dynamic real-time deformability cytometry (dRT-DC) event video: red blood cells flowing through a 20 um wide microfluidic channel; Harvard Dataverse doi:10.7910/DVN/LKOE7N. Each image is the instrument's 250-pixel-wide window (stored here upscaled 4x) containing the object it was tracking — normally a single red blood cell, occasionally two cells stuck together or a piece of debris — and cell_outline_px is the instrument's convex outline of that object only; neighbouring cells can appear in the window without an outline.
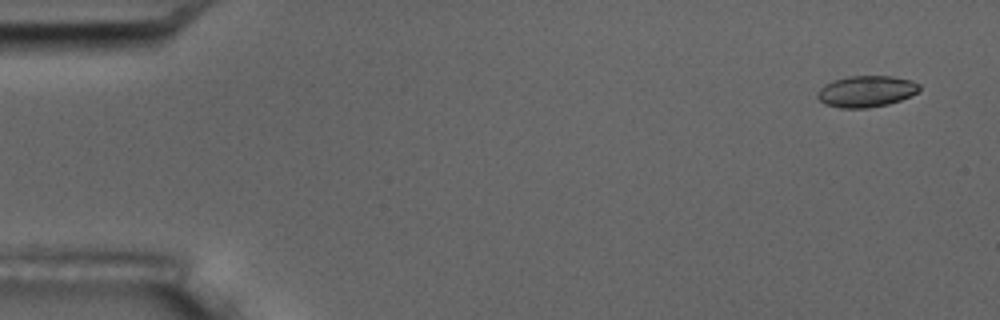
{"species": "common noctule bat (a hibernating species)", "species_latin": "Nyctalus noctula", "temperature_condition": "room temperature", "stored_images_in_passage": 5, "camera_frame_rate_fps": 3000, "um_per_image_px": 0.085, "animal": {"sex": "male", "body_mass_g": 17.5, "forearm_length_mm": 52.3}, "frame": {"image": 1, "passage_image": 1, "time_ms": 0.0, "image_size_px": [1000, 320], "cell_outline_px": [[920, 88], [916, 92], [900, 100], [888, 104], [868, 108], [840, 108], [824, 104], [816, 96], [816, 92], [824, 84], [848, 76], [892, 76], [912, 80], [920, 84]], "centroid_in_image_um": [73.61, 7.76], "position_along_channel_um": 11.4, "area_um2": 18.61}}
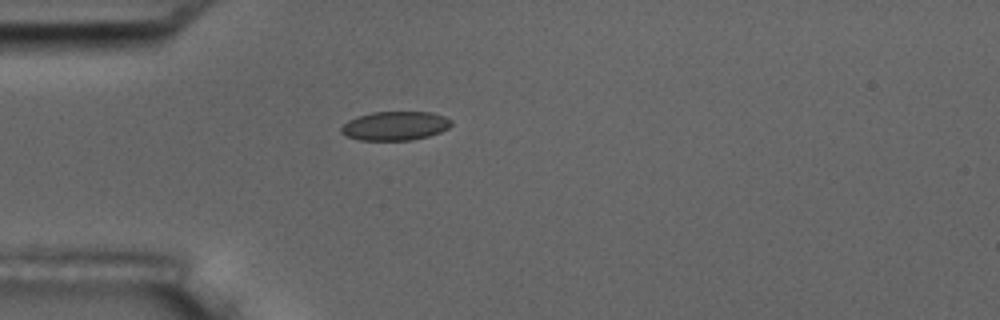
{"frame": {"image": 2, "passage_image": 5, "time_ms": 4.333, "image_size_px": [1000, 320], "cell_outline_px": [[452, 124], [448, 128], [440, 132], [428, 136], [412, 140], [360, 140], [348, 136], [340, 132], [340, 128], [348, 120], [372, 112], [432, 112], [444, 116], [452, 120]], "centroid_in_image_um": [33.61, 10.69], "position_along_channel_um": 51.4, "area_um2": 18.5}}